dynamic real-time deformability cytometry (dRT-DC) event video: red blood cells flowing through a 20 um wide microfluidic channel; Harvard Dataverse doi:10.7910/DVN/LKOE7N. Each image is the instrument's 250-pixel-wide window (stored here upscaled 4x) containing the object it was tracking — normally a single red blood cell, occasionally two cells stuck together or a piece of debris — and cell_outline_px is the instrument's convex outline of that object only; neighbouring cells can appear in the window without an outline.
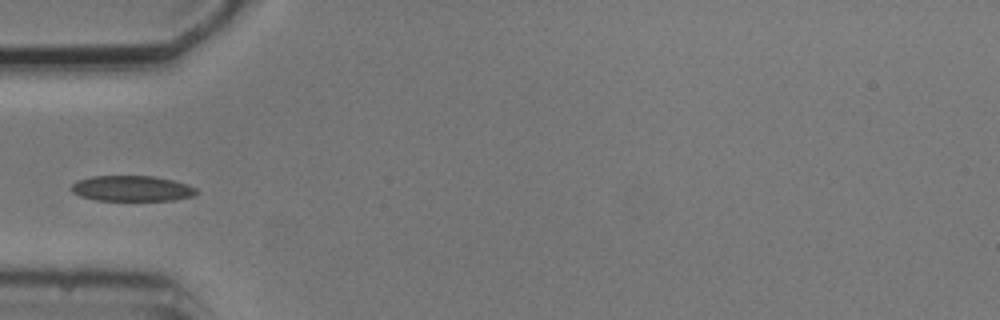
{"species": "common noctule bat (a hibernating species)", "species_latin": "Nyctalus noctula", "temperature_condition": "cold", "stored_images_in_passage": 5, "camera_frame_rate_fps": 3000, "um_per_image_px": 0.085, "animal": {"sex": "male", "body_mass_g": 20.5, "forearm_length_mm": 52.5}, "frame": {"image": 1, "passage_image": 4, "time_ms": 5.0, "image_size_px": [1000, 320], "cell_outline_px": [[200, 192], [192, 196], [172, 200], [96, 200], [80, 196], [72, 192], [68, 188], [76, 180], [92, 176], [156, 176], [188, 184], [196, 188]], "centroid_in_image_um": [11.19, 16.01], "position_along_channel_um": 73.8, "area_um2": 18.79}}